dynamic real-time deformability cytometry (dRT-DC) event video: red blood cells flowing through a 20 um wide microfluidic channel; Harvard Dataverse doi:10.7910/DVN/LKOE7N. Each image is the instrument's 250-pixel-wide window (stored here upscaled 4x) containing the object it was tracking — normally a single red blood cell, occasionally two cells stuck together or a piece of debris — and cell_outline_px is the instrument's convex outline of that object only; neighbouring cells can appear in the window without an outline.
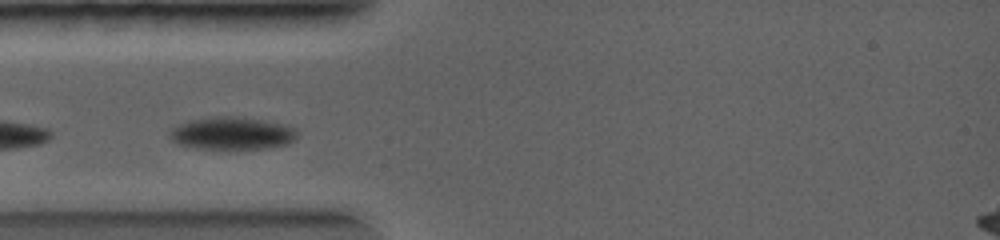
{"species": "common noctule bat (a hibernating species)", "species_latin": "Nyctalus noctula", "temperature_condition": "warm", "stored_images_in_passage": 9, "camera_frame_rate_fps": 5000, "um_per_image_px": 0.085, "animal": {"sex": "female", "body_mass_g": 19.0, "forearm_length_mm": 56.7}, "frame": {"image": 1, "passage_image": 2, "time_ms": 0.4, "image_size_px": [1000, 240], "cell_outline_px": [[296, 136], [288, 144], [268, 148], [196, 148], [180, 144], [172, 140], [168, 136], [172, 128], [188, 120], [212, 116], [236, 116], [288, 124], [296, 128]], "centroid_in_image_um": [19.73, 11.31], "position_along_channel_um": 65.3, "area_um2": 24.16}}